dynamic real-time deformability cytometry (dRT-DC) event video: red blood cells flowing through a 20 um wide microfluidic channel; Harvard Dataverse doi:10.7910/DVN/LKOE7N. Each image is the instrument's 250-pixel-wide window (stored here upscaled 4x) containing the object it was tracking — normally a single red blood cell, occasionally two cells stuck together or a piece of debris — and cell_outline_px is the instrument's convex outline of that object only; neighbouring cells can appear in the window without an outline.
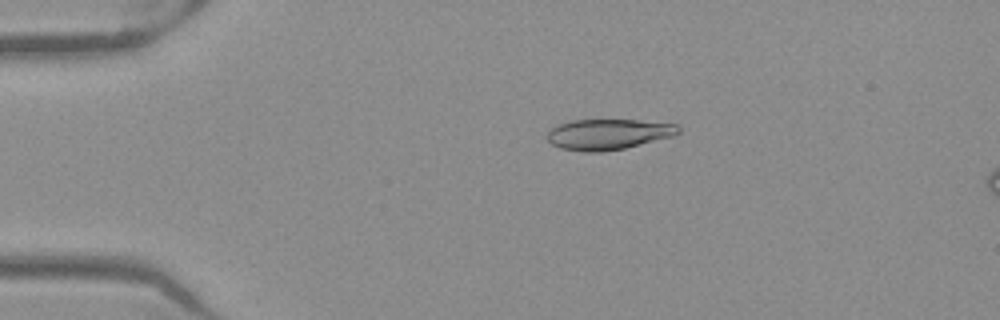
{"species": "Egyptian fruit bat (a non-hibernating species)", "species_latin": "Rousettus aegyptiacus", "temperature_condition": "warm", "stored_images_in_passage": 6, "camera_frame_rate_fps": 3000, "um_per_image_px": 0.085, "frame": {"image": 1, "passage_image": 1, "time_ms": 0.0, "image_size_px": [1000, 320], "cell_outline_px": [[680, 132], [676, 136], [624, 148], [604, 152], [584, 152], [560, 148], [552, 144], [548, 140], [548, 132], [556, 124], [572, 120], [636, 120], [680, 124]], "centroid_in_image_um": [51.74, 11.41], "position_along_channel_um": 33.3, "area_um2": 23.64}}